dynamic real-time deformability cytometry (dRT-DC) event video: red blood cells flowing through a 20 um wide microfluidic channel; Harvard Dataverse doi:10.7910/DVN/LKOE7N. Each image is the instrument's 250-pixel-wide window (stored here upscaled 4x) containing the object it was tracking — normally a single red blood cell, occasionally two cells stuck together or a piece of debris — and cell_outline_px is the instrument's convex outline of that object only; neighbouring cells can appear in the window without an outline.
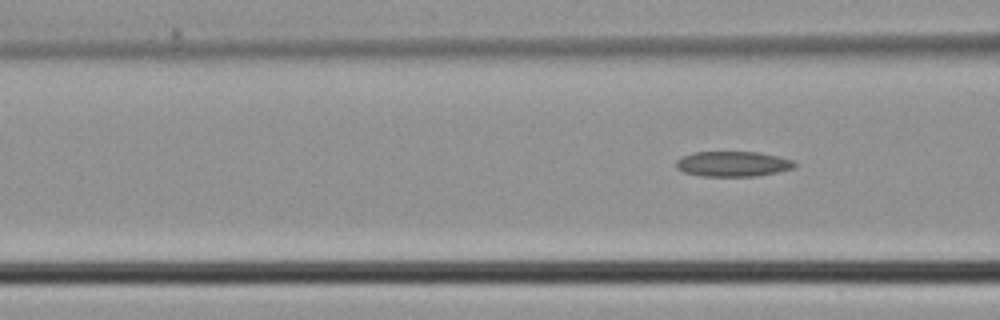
{"species": "common noctule bat (a hibernating species)", "species_latin": "Nyctalus noctula", "temperature_condition": "cold", "stored_images_in_passage": 6, "camera_frame_rate_fps": 3000, "um_per_image_px": 0.085, "animal": {"sex": "male", "body_mass_g": 21.5, "forearm_length_mm": 52.0}, "frame": {"image": 1, "passage_image": 6, "time_ms": 1.667, "image_size_px": [1000, 320], "cell_outline_px": [[796, 164], [792, 168], [776, 172], [756, 176], [704, 176], [684, 172], [676, 168], [676, 160], [692, 152], [760, 152], [792, 160]], "centroid_in_image_um": [62.26, 13.93], "position_along_channel_um": 104.3, "area_um2": 17.22}}